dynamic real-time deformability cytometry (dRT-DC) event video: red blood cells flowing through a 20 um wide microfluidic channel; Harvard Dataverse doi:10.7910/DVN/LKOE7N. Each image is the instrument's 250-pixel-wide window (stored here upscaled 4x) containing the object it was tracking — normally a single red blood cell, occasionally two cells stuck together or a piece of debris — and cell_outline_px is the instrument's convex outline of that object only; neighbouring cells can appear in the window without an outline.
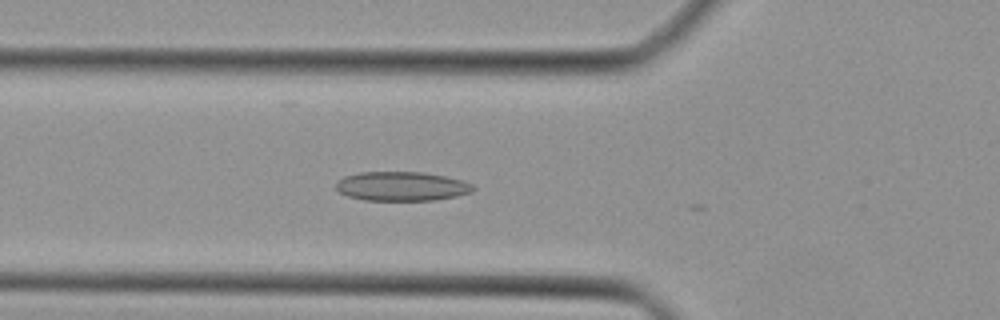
{"species": "Egyptian fruit bat (a non-hibernating species)", "species_latin": "Rousettus aegyptiacus", "temperature_condition": "cold", "stored_images_in_passage": 5, "camera_frame_rate_fps": 3000, "um_per_image_px": 0.085, "animal": {"sex": "female"}, "frame": {"image": 1, "passage_image": 3, "time_ms": 0.667, "image_size_px": [1000, 320], "cell_outline_px": [[476, 188], [472, 192], [456, 196], [436, 200], [364, 200], [348, 196], [340, 192], [336, 188], [336, 184], [344, 176], [360, 172], [424, 172], [464, 180], [472, 184]], "centroid_in_image_um": [34.18, 15.83], "position_along_channel_um": 91.6, "area_um2": 23.35}}